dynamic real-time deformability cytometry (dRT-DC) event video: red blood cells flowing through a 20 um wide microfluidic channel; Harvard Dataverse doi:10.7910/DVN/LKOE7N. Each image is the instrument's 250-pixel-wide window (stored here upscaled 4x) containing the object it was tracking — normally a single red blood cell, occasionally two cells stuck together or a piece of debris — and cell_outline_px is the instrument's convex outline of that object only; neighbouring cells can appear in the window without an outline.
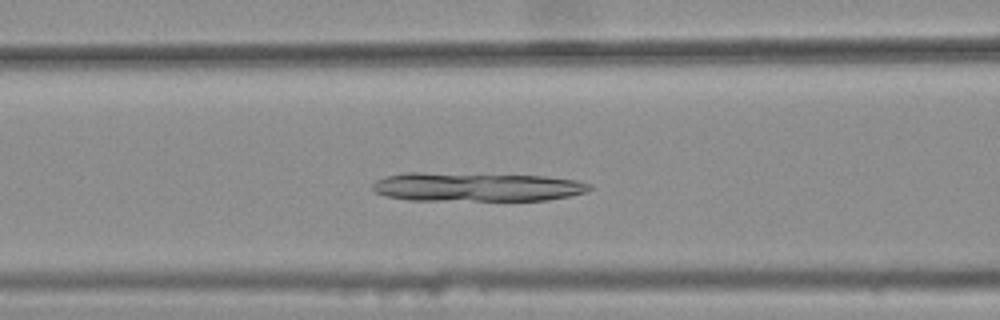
{"species": "common noctule bat (a hibernating species)", "species_latin": "Nyctalus noctula", "temperature_condition": "warm", "stored_images_in_passage": 43, "camera_frame_rate_fps": 3000, "um_per_image_px": 0.085, "animal": {"sex": "female", "body_mass_g": 25.1}, "frame": {"image": 1, "passage_image": 20, "time_ms": 6.333, "image_size_px": [1000, 320], "cell_outline_px": [[592, 188], [588, 192], [548, 200], [408, 200], [384, 196], [372, 192], [372, 184], [376, 180], [384, 176], [408, 172], [420, 172], [548, 176], [580, 180], [592, 184]], "centroid_in_image_um": [40.5, 15.88], "position_along_channel_um": 126.1, "area_um2": 37.11}}
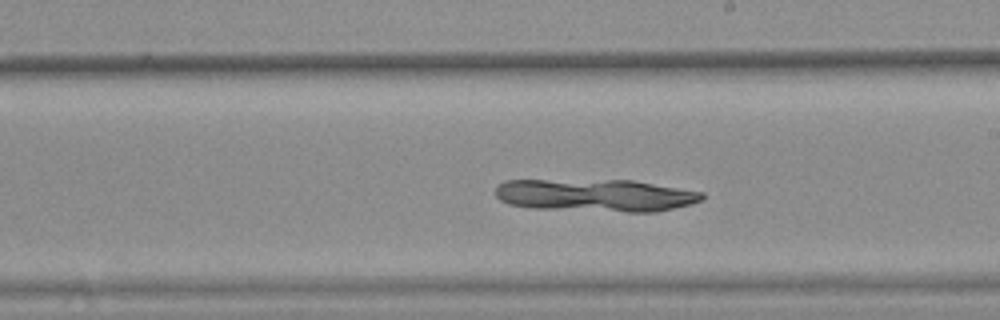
{"frame": {"image": 2, "passage_image": 29, "time_ms": 9.333, "image_size_px": [1000, 320], "cell_outline_px": [[704, 196], [700, 200], [692, 204], [656, 212], [628, 212], [528, 208], [508, 204], [500, 200], [496, 196], [496, 184], [504, 180], [632, 180], [704, 192]], "centroid_in_image_um": [50.58, 16.6], "position_along_channel_um": 238.4, "area_um2": 39.54}}
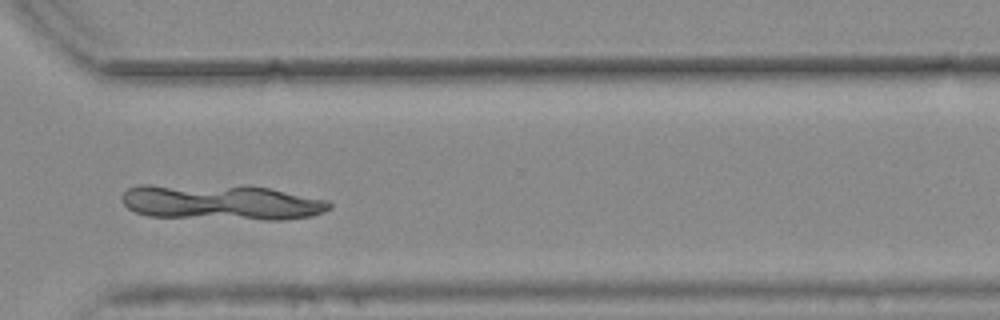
{"frame": {"image": 3, "passage_image": 38, "time_ms": 12.333, "image_size_px": [1000, 320], "cell_outline_px": [[332, 208], [312, 216], [284, 220], [264, 220], [148, 216], [136, 212], [128, 208], [124, 204], [124, 192], [128, 188], [140, 184], [148, 184], [268, 188], [328, 200], [332, 204]], "centroid_in_image_um": [18.82, 17.22], "position_along_channel_um": 351.8, "area_um2": 42.43}}